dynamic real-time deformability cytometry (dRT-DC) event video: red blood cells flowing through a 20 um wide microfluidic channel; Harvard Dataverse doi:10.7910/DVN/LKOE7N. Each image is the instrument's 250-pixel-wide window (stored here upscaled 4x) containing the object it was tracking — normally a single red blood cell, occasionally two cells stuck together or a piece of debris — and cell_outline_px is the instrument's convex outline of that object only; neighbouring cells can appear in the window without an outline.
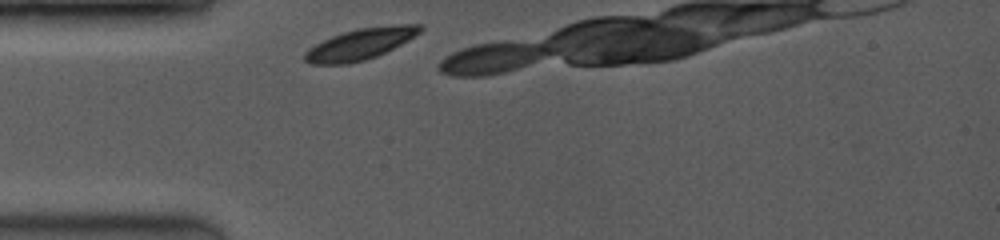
{"species": "common noctule bat (a hibernating species)", "species_latin": "Nyctalus noctula", "temperature_condition": "room temperature", "stored_images_in_passage": 3, "camera_frame_rate_fps": 3500, "um_per_image_px": 0.085, "animal": {"sex": "female", "body_mass_g": 19.0, "forearm_length_mm": 53.3}, "frame": {"image": 1, "passage_image": 1, "time_ms": 0.0, "image_size_px": [1000, 240], "cell_outline_px": [[424, 28], [420, 32], [408, 40], [376, 56], [364, 60], [348, 64], [312, 64], [304, 60], [304, 52], [308, 48], [332, 36], [356, 28], [400, 24], [424, 24]], "centroid_in_image_um": [30.63, 3.73], "position_along_channel_um": 54.4, "area_um2": 20.81}}